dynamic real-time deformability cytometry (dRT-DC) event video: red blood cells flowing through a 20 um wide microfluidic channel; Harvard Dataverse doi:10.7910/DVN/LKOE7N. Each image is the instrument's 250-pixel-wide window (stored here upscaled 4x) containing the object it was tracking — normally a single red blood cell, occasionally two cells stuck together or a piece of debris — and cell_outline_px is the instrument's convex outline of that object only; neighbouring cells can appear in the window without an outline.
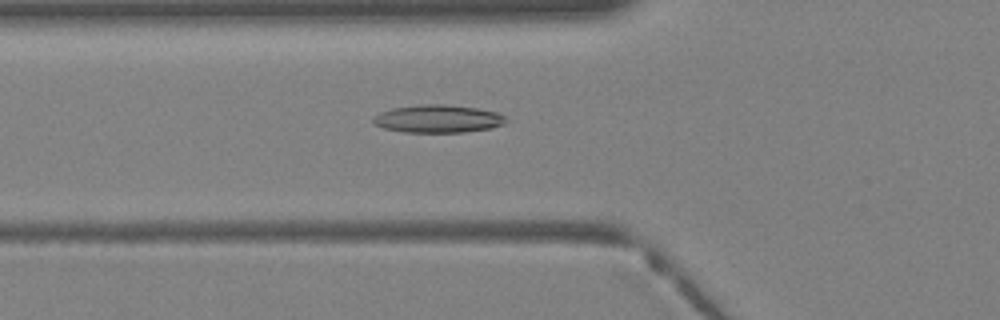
{"species": "Egyptian fruit bat (a non-hibernating species)", "species_latin": "Rousettus aegyptiacus", "temperature_condition": "warm", "stored_images_in_passage": 27, "camera_frame_rate_fps": 3000, "um_per_image_px": 0.085, "animal": {"sex": "female"}, "frame": {"image": 1, "passage_image": 2, "time_ms": 0.333, "image_size_px": [1000, 320], "cell_outline_px": [[508, 120], [504, 124], [492, 128], [464, 132], [404, 132], [384, 128], [372, 124], [372, 116], [380, 112], [392, 108], [420, 104], [448, 104], [476, 108], [496, 112], [504, 116]], "centroid_in_image_um": [37.2, 10.09], "position_along_channel_um": 88.6, "area_um2": 21.73}}
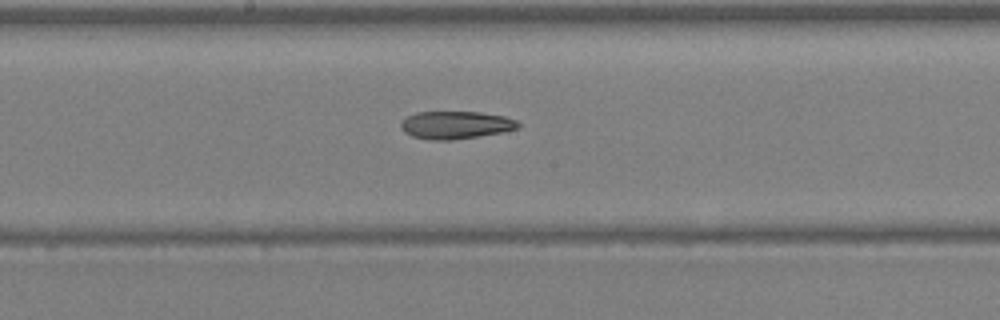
{"frame": {"image": 2, "passage_image": 9, "time_ms": 2.667, "image_size_px": [1000, 320], "cell_outline_px": [[520, 128], [504, 132], [452, 140], [432, 140], [412, 136], [404, 132], [400, 128], [400, 124], [408, 116], [416, 112], [480, 112], [504, 116], [516, 120], [520, 124]], "centroid_in_image_um": [38.75, 10.63], "position_along_channel_um": 209.4, "area_um2": 18.96}}
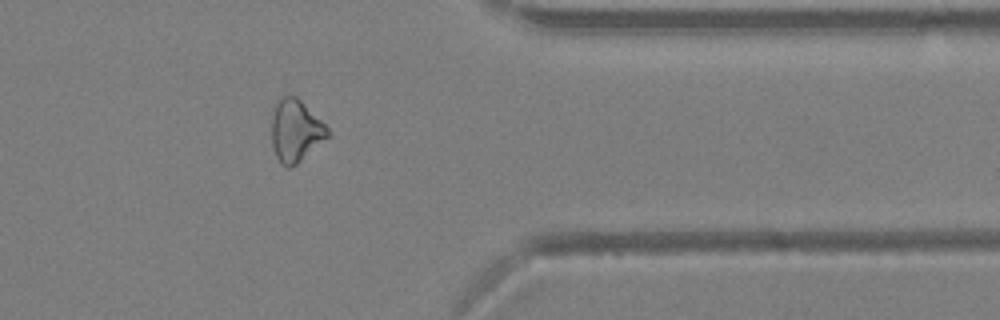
{"frame": {"image": 3, "passage_image": 20, "time_ms": 6.333, "image_size_px": [1000, 320], "cell_outline_px": [[328, 136], [296, 164], [288, 168], [280, 164], [276, 156], [272, 144], [272, 116], [276, 104], [284, 96], [296, 96], [328, 128]], "centroid_in_image_um": [25.09, 11.13], "position_along_channel_um": 386.3, "area_um2": 19.65}}